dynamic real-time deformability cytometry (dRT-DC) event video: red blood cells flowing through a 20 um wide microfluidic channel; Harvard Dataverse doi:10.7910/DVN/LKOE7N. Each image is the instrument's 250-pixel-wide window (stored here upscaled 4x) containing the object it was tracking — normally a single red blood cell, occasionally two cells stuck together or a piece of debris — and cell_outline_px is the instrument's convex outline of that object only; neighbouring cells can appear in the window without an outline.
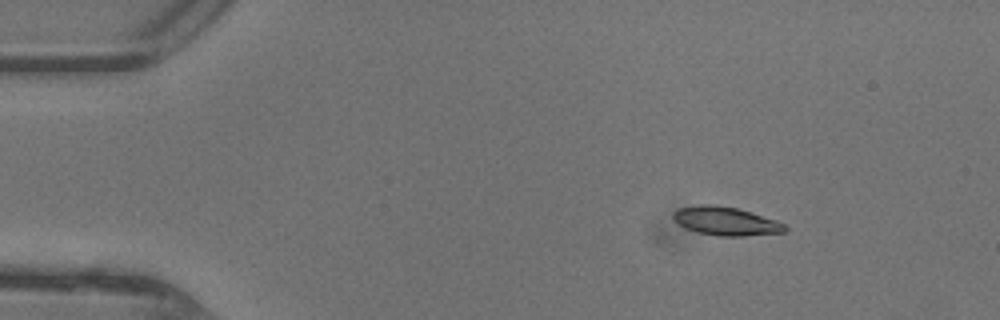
{"species": "common noctule bat (a hibernating species)", "species_latin": "Nyctalus noctula", "temperature_condition": "warm", "stored_images_in_passage": 41, "camera_frame_rate_fps": 3000, "um_per_image_px": 0.085, "animal": {"sex": "female"}, "frame": {"image": 1, "passage_image": 1, "time_ms": 0.0, "image_size_px": [1000, 320], "cell_outline_px": [[788, 228], [784, 232], [744, 236], [720, 236], [696, 232], [684, 228], [672, 216], [672, 212], [680, 208], [700, 204], [716, 204], [736, 208], [776, 220], [784, 224]], "centroid_in_image_um": [61.67, 18.79], "position_along_channel_um": 23.3, "area_um2": 18.5}}
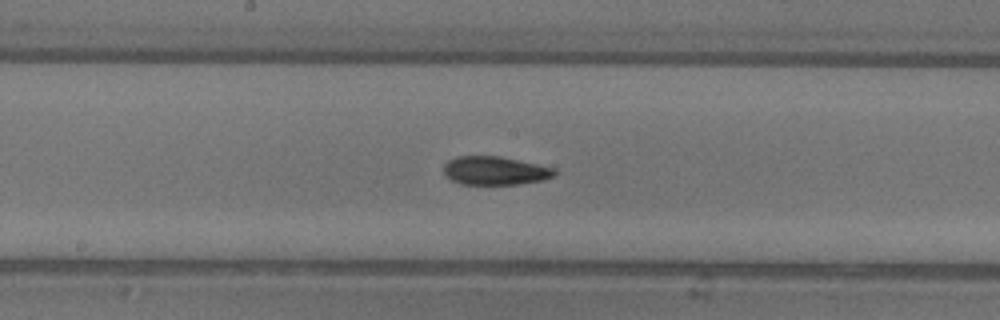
{"frame": {"image": 2, "passage_image": 19, "time_ms": 6.0, "image_size_px": [1000, 320], "cell_outline_px": [[556, 172], [552, 176], [544, 180], [516, 184], [460, 184], [444, 176], [444, 164], [448, 160], [456, 156], [500, 156], [556, 168]], "centroid_in_image_um": [42.05, 14.5], "position_along_channel_um": 206.2, "area_um2": 18.44}}
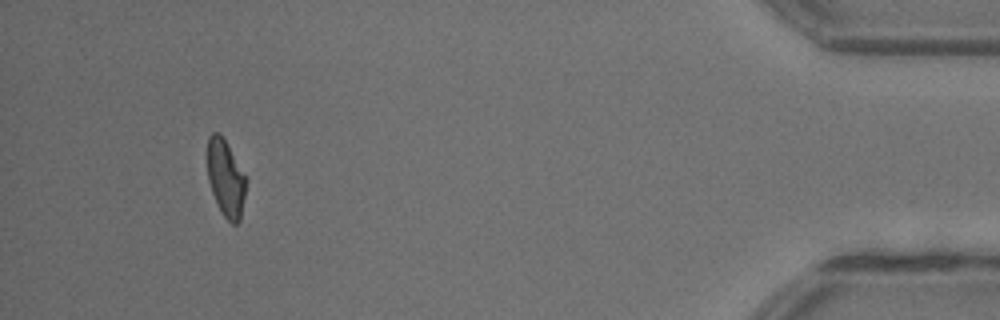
{"frame": {"image": 3, "passage_image": 38, "time_ms": 12.333, "image_size_px": [1000, 320], "cell_outline_px": [[248, 180], [240, 220], [236, 224], [232, 224], [224, 216], [212, 192], [208, 180], [204, 156], [208, 136], [212, 132], [220, 132], [244, 172]], "centroid_in_image_um": [19.15, 15.07], "position_along_channel_um": 416.0, "area_um2": 17.92}, "authors_computed_cell_mechanics": {"area_um2": 18.4382, "velocity_mm_per_s": 4.4294, "shape_relaxation_time_tau1_ms": 5.2545, "shape_relaxation_time_tau2_ms": 2.3464, "deformation_change_tau1": 0.1858, "deformation_change_tau2": 0.0876}}